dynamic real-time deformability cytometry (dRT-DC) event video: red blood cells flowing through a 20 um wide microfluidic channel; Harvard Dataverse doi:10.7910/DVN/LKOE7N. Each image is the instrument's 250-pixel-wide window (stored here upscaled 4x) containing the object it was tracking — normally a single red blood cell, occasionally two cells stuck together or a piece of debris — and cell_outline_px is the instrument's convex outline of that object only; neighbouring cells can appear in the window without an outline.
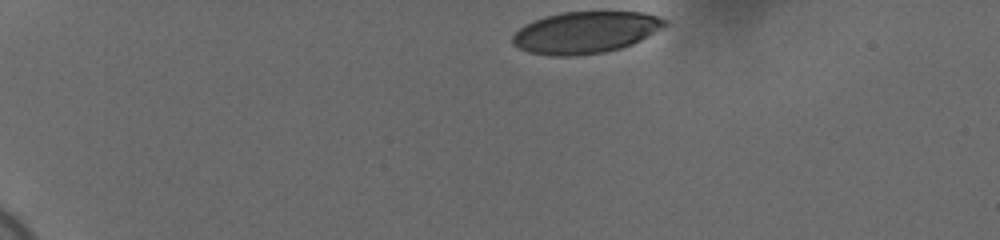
{"species": "human", "species_latin": "Homo sapiens", "temperature_condition": "cold", "stored_images_in_passage": 39, "camera_frame_rate_fps": 3000, "um_per_image_px": 0.085, "donor": {"sex": "female"}, "frame": {"image": 1, "passage_image": 1, "time_ms": 0.0, "image_size_px": [1000, 240], "cell_outline_px": [[668, 24], [640, 40], [632, 44], [620, 48], [604, 52], [576, 56], [548, 56], [528, 52], [512, 44], [512, 36], [524, 24], [548, 16], [564, 12], [644, 12], [668, 20]], "centroid_in_image_um": [49.75, 2.76], "position_along_channel_um": 35.2, "area_um2": 36.88}}
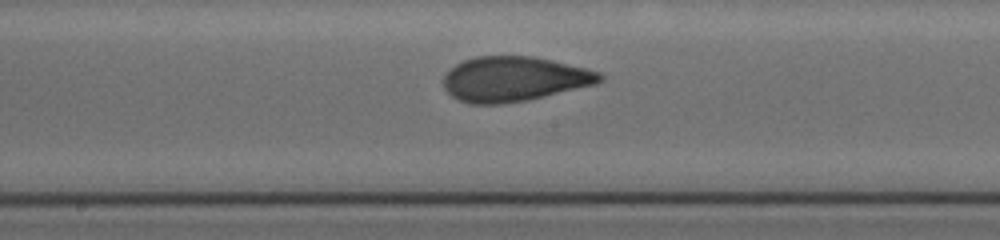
{"frame": {"image": 2, "passage_image": 22, "time_ms": 7.0, "image_size_px": [1000, 240], "cell_outline_px": [[604, 80], [596, 84], [528, 100], [500, 104], [468, 104], [456, 100], [444, 88], [444, 76], [448, 68], [464, 60], [476, 56], [532, 56], [552, 60], [600, 72], [604, 76]], "centroid_in_image_um": [43.67, 6.72], "position_along_channel_um": 204.5, "area_um2": 41.04}}
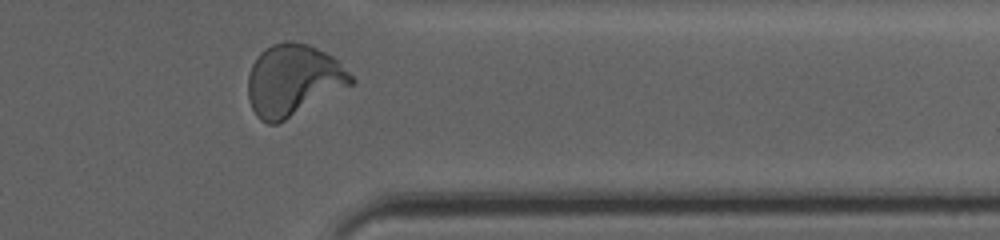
{"frame": {"image": 3, "passage_image": 37, "time_ms": 12.0, "image_size_px": [1000, 240], "cell_outline_px": [[356, 80], [352, 84], [284, 120], [276, 124], [268, 124], [260, 120], [256, 116], [252, 108], [248, 96], [248, 76], [252, 64], [260, 52], [264, 48], [272, 44], [288, 40], [292, 40], [308, 44], [332, 56]], "centroid_in_image_um": [24.88, 6.8], "position_along_channel_um": 386.5, "area_um2": 42.54}, "authors_computed_cell_mechanics": {"area_um2": 40.2866, "velocity_mm_per_s": 3.6921, "shape_relaxation_time_tau1_ms": 5.1505, "shape_relaxation_time_tau2_ms": 0.877, "deformation_change_tau1": 0.2117, "deformation_change_tau2": 0.0711}}